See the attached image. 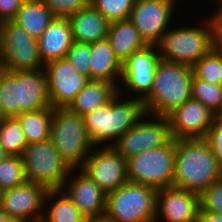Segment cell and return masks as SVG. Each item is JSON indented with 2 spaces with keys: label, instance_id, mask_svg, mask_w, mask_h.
I'll return each instance as SVG.
<instances>
[{
  "label": "cell",
  "instance_id": "1",
  "mask_svg": "<svg viewBox=\"0 0 222 222\" xmlns=\"http://www.w3.org/2000/svg\"><path fill=\"white\" fill-rule=\"evenodd\" d=\"M222 179V166L205 138L175 139L173 186L201 195Z\"/></svg>",
  "mask_w": 222,
  "mask_h": 222
},
{
  "label": "cell",
  "instance_id": "2",
  "mask_svg": "<svg viewBox=\"0 0 222 222\" xmlns=\"http://www.w3.org/2000/svg\"><path fill=\"white\" fill-rule=\"evenodd\" d=\"M121 93L122 87L118 88L117 95L109 103L83 116L94 147L113 146L128 129L143 118L142 116L147 115L142 100L119 99L123 96Z\"/></svg>",
  "mask_w": 222,
  "mask_h": 222
},
{
  "label": "cell",
  "instance_id": "3",
  "mask_svg": "<svg viewBox=\"0 0 222 222\" xmlns=\"http://www.w3.org/2000/svg\"><path fill=\"white\" fill-rule=\"evenodd\" d=\"M191 66L160 59L149 94L142 100L147 116L167 117L178 106L192 98ZM153 113V114H152Z\"/></svg>",
  "mask_w": 222,
  "mask_h": 222
},
{
  "label": "cell",
  "instance_id": "4",
  "mask_svg": "<svg viewBox=\"0 0 222 222\" xmlns=\"http://www.w3.org/2000/svg\"><path fill=\"white\" fill-rule=\"evenodd\" d=\"M2 117L50 107L43 68L33 71H7L1 68Z\"/></svg>",
  "mask_w": 222,
  "mask_h": 222
},
{
  "label": "cell",
  "instance_id": "5",
  "mask_svg": "<svg viewBox=\"0 0 222 222\" xmlns=\"http://www.w3.org/2000/svg\"><path fill=\"white\" fill-rule=\"evenodd\" d=\"M50 140L70 169H80L94 148L84 117L67 108H53Z\"/></svg>",
  "mask_w": 222,
  "mask_h": 222
},
{
  "label": "cell",
  "instance_id": "6",
  "mask_svg": "<svg viewBox=\"0 0 222 222\" xmlns=\"http://www.w3.org/2000/svg\"><path fill=\"white\" fill-rule=\"evenodd\" d=\"M158 189L127 181L107 193L103 222H155Z\"/></svg>",
  "mask_w": 222,
  "mask_h": 222
},
{
  "label": "cell",
  "instance_id": "7",
  "mask_svg": "<svg viewBox=\"0 0 222 222\" xmlns=\"http://www.w3.org/2000/svg\"><path fill=\"white\" fill-rule=\"evenodd\" d=\"M128 181L156 189L172 187L175 165V139L163 146L143 150L128 159Z\"/></svg>",
  "mask_w": 222,
  "mask_h": 222
},
{
  "label": "cell",
  "instance_id": "8",
  "mask_svg": "<svg viewBox=\"0 0 222 222\" xmlns=\"http://www.w3.org/2000/svg\"><path fill=\"white\" fill-rule=\"evenodd\" d=\"M22 158L27 182L44 186L48 191L60 190L67 176L74 174L50 139L28 144Z\"/></svg>",
  "mask_w": 222,
  "mask_h": 222
},
{
  "label": "cell",
  "instance_id": "9",
  "mask_svg": "<svg viewBox=\"0 0 222 222\" xmlns=\"http://www.w3.org/2000/svg\"><path fill=\"white\" fill-rule=\"evenodd\" d=\"M204 21L200 28H169L157 43L160 59L191 67L199 61L211 49L210 24Z\"/></svg>",
  "mask_w": 222,
  "mask_h": 222
},
{
  "label": "cell",
  "instance_id": "10",
  "mask_svg": "<svg viewBox=\"0 0 222 222\" xmlns=\"http://www.w3.org/2000/svg\"><path fill=\"white\" fill-rule=\"evenodd\" d=\"M1 68L7 71H33L44 67L37 39L12 20L0 22Z\"/></svg>",
  "mask_w": 222,
  "mask_h": 222
},
{
  "label": "cell",
  "instance_id": "11",
  "mask_svg": "<svg viewBox=\"0 0 222 222\" xmlns=\"http://www.w3.org/2000/svg\"><path fill=\"white\" fill-rule=\"evenodd\" d=\"M92 150L80 169L106 194L128 181L126 159L113 146Z\"/></svg>",
  "mask_w": 222,
  "mask_h": 222
},
{
  "label": "cell",
  "instance_id": "12",
  "mask_svg": "<svg viewBox=\"0 0 222 222\" xmlns=\"http://www.w3.org/2000/svg\"><path fill=\"white\" fill-rule=\"evenodd\" d=\"M144 118L145 116L128 129L113 145L125 159L143 150L163 146L172 139L167 117L154 115L153 120L149 121Z\"/></svg>",
  "mask_w": 222,
  "mask_h": 222
},
{
  "label": "cell",
  "instance_id": "13",
  "mask_svg": "<svg viewBox=\"0 0 222 222\" xmlns=\"http://www.w3.org/2000/svg\"><path fill=\"white\" fill-rule=\"evenodd\" d=\"M43 69L48 98L53 108H67L90 80L77 71L66 57L47 62Z\"/></svg>",
  "mask_w": 222,
  "mask_h": 222
},
{
  "label": "cell",
  "instance_id": "14",
  "mask_svg": "<svg viewBox=\"0 0 222 222\" xmlns=\"http://www.w3.org/2000/svg\"><path fill=\"white\" fill-rule=\"evenodd\" d=\"M177 0H135L129 20L148 44H157L170 27Z\"/></svg>",
  "mask_w": 222,
  "mask_h": 222
},
{
  "label": "cell",
  "instance_id": "15",
  "mask_svg": "<svg viewBox=\"0 0 222 222\" xmlns=\"http://www.w3.org/2000/svg\"><path fill=\"white\" fill-rule=\"evenodd\" d=\"M48 190L26 182L3 191L1 206L14 222H41Z\"/></svg>",
  "mask_w": 222,
  "mask_h": 222
},
{
  "label": "cell",
  "instance_id": "16",
  "mask_svg": "<svg viewBox=\"0 0 222 222\" xmlns=\"http://www.w3.org/2000/svg\"><path fill=\"white\" fill-rule=\"evenodd\" d=\"M79 171L74 169L76 176L75 174L73 178L67 176L60 190L77 206L89 222L103 221L107 194L84 171L81 169Z\"/></svg>",
  "mask_w": 222,
  "mask_h": 222
},
{
  "label": "cell",
  "instance_id": "17",
  "mask_svg": "<svg viewBox=\"0 0 222 222\" xmlns=\"http://www.w3.org/2000/svg\"><path fill=\"white\" fill-rule=\"evenodd\" d=\"M159 60L157 44H148L132 53L122 63L121 83L125 84L127 90L140 94L135 98L143 100L149 94Z\"/></svg>",
  "mask_w": 222,
  "mask_h": 222
},
{
  "label": "cell",
  "instance_id": "18",
  "mask_svg": "<svg viewBox=\"0 0 222 222\" xmlns=\"http://www.w3.org/2000/svg\"><path fill=\"white\" fill-rule=\"evenodd\" d=\"M215 117L205 105L192 98L167 116L173 139L206 138Z\"/></svg>",
  "mask_w": 222,
  "mask_h": 222
},
{
  "label": "cell",
  "instance_id": "19",
  "mask_svg": "<svg viewBox=\"0 0 222 222\" xmlns=\"http://www.w3.org/2000/svg\"><path fill=\"white\" fill-rule=\"evenodd\" d=\"M200 195L177 187L160 188L156 197L155 222H195Z\"/></svg>",
  "mask_w": 222,
  "mask_h": 222
},
{
  "label": "cell",
  "instance_id": "20",
  "mask_svg": "<svg viewBox=\"0 0 222 222\" xmlns=\"http://www.w3.org/2000/svg\"><path fill=\"white\" fill-rule=\"evenodd\" d=\"M68 18L55 17L37 39L38 52L43 64L64 58L73 43Z\"/></svg>",
  "mask_w": 222,
  "mask_h": 222
},
{
  "label": "cell",
  "instance_id": "21",
  "mask_svg": "<svg viewBox=\"0 0 222 222\" xmlns=\"http://www.w3.org/2000/svg\"><path fill=\"white\" fill-rule=\"evenodd\" d=\"M74 42L91 44L107 38L110 22L91 4L68 17Z\"/></svg>",
  "mask_w": 222,
  "mask_h": 222
},
{
  "label": "cell",
  "instance_id": "22",
  "mask_svg": "<svg viewBox=\"0 0 222 222\" xmlns=\"http://www.w3.org/2000/svg\"><path fill=\"white\" fill-rule=\"evenodd\" d=\"M122 73V63L116 57L107 38L91 43L90 80L108 81L117 88Z\"/></svg>",
  "mask_w": 222,
  "mask_h": 222
},
{
  "label": "cell",
  "instance_id": "23",
  "mask_svg": "<svg viewBox=\"0 0 222 222\" xmlns=\"http://www.w3.org/2000/svg\"><path fill=\"white\" fill-rule=\"evenodd\" d=\"M118 93V88L108 81L89 80L67 109L81 116L109 103Z\"/></svg>",
  "mask_w": 222,
  "mask_h": 222
},
{
  "label": "cell",
  "instance_id": "24",
  "mask_svg": "<svg viewBox=\"0 0 222 222\" xmlns=\"http://www.w3.org/2000/svg\"><path fill=\"white\" fill-rule=\"evenodd\" d=\"M107 39L121 63L132 53L148 45L129 19L111 22Z\"/></svg>",
  "mask_w": 222,
  "mask_h": 222
},
{
  "label": "cell",
  "instance_id": "25",
  "mask_svg": "<svg viewBox=\"0 0 222 222\" xmlns=\"http://www.w3.org/2000/svg\"><path fill=\"white\" fill-rule=\"evenodd\" d=\"M54 18L41 0H24L12 21L38 39Z\"/></svg>",
  "mask_w": 222,
  "mask_h": 222
},
{
  "label": "cell",
  "instance_id": "26",
  "mask_svg": "<svg viewBox=\"0 0 222 222\" xmlns=\"http://www.w3.org/2000/svg\"><path fill=\"white\" fill-rule=\"evenodd\" d=\"M44 206H47L49 210L44 207V211H46L43 212L41 222H89L61 190L48 191Z\"/></svg>",
  "mask_w": 222,
  "mask_h": 222
},
{
  "label": "cell",
  "instance_id": "27",
  "mask_svg": "<svg viewBox=\"0 0 222 222\" xmlns=\"http://www.w3.org/2000/svg\"><path fill=\"white\" fill-rule=\"evenodd\" d=\"M53 107L22 112L16 116L28 144L50 139Z\"/></svg>",
  "mask_w": 222,
  "mask_h": 222
},
{
  "label": "cell",
  "instance_id": "28",
  "mask_svg": "<svg viewBox=\"0 0 222 222\" xmlns=\"http://www.w3.org/2000/svg\"><path fill=\"white\" fill-rule=\"evenodd\" d=\"M0 144L9 155H23L28 143L16 117L0 118Z\"/></svg>",
  "mask_w": 222,
  "mask_h": 222
},
{
  "label": "cell",
  "instance_id": "29",
  "mask_svg": "<svg viewBox=\"0 0 222 222\" xmlns=\"http://www.w3.org/2000/svg\"><path fill=\"white\" fill-rule=\"evenodd\" d=\"M192 99L200 101L216 116H222V86L192 77Z\"/></svg>",
  "mask_w": 222,
  "mask_h": 222
},
{
  "label": "cell",
  "instance_id": "30",
  "mask_svg": "<svg viewBox=\"0 0 222 222\" xmlns=\"http://www.w3.org/2000/svg\"><path fill=\"white\" fill-rule=\"evenodd\" d=\"M193 75L204 81L222 86V54L209 50L193 66Z\"/></svg>",
  "mask_w": 222,
  "mask_h": 222
},
{
  "label": "cell",
  "instance_id": "31",
  "mask_svg": "<svg viewBox=\"0 0 222 222\" xmlns=\"http://www.w3.org/2000/svg\"><path fill=\"white\" fill-rule=\"evenodd\" d=\"M27 182L22 156L8 155L0 162V188L4 191Z\"/></svg>",
  "mask_w": 222,
  "mask_h": 222
},
{
  "label": "cell",
  "instance_id": "32",
  "mask_svg": "<svg viewBox=\"0 0 222 222\" xmlns=\"http://www.w3.org/2000/svg\"><path fill=\"white\" fill-rule=\"evenodd\" d=\"M134 3L135 0H90L110 23L129 19Z\"/></svg>",
  "mask_w": 222,
  "mask_h": 222
},
{
  "label": "cell",
  "instance_id": "33",
  "mask_svg": "<svg viewBox=\"0 0 222 222\" xmlns=\"http://www.w3.org/2000/svg\"><path fill=\"white\" fill-rule=\"evenodd\" d=\"M65 57L77 71L90 79L91 44L73 42Z\"/></svg>",
  "mask_w": 222,
  "mask_h": 222
},
{
  "label": "cell",
  "instance_id": "34",
  "mask_svg": "<svg viewBox=\"0 0 222 222\" xmlns=\"http://www.w3.org/2000/svg\"><path fill=\"white\" fill-rule=\"evenodd\" d=\"M54 17L68 18L86 8L90 0H41Z\"/></svg>",
  "mask_w": 222,
  "mask_h": 222
},
{
  "label": "cell",
  "instance_id": "35",
  "mask_svg": "<svg viewBox=\"0 0 222 222\" xmlns=\"http://www.w3.org/2000/svg\"><path fill=\"white\" fill-rule=\"evenodd\" d=\"M200 208L217 214H222V179L213 182L200 195Z\"/></svg>",
  "mask_w": 222,
  "mask_h": 222
},
{
  "label": "cell",
  "instance_id": "36",
  "mask_svg": "<svg viewBox=\"0 0 222 222\" xmlns=\"http://www.w3.org/2000/svg\"><path fill=\"white\" fill-rule=\"evenodd\" d=\"M222 166V116H216L205 138Z\"/></svg>",
  "mask_w": 222,
  "mask_h": 222
},
{
  "label": "cell",
  "instance_id": "37",
  "mask_svg": "<svg viewBox=\"0 0 222 222\" xmlns=\"http://www.w3.org/2000/svg\"><path fill=\"white\" fill-rule=\"evenodd\" d=\"M210 24L211 50L222 54V12L207 18Z\"/></svg>",
  "mask_w": 222,
  "mask_h": 222
},
{
  "label": "cell",
  "instance_id": "38",
  "mask_svg": "<svg viewBox=\"0 0 222 222\" xmlns=\"http://www.w3.org/2000/svg\"><path fill=\"white\" fill-rule=\"evenodd\" d=\"M24 0H0V22L12 20Z\"/></svg>",
  "mask_w": 222,
  "mask_h": 222
},
{
  "label": "cell",
  "instance_id": "39",
  "mask_svg": "<svg viewBox=\"0 0 222 222\" xmlns=\"http://www.w3.org/2000/svg\"><path fill=\"white\" fill-rule=\"evenodd\" d=\"M195 222H222V214L199 209Z\"/></svg>",
  "mask_w": 222,
  "mask_h": 222
},
{
  "label": "cell",
  "instance_id": "40",
  "mask_svg": "<svg viewBox=\"0 0 222 222\" xmlns=\"http://www.w3.org/2000/svg\"><path fill=\"white\" fill-rule=\"evenodd\" d=\"M0 222H14L0 205Z\"/></svg>",
  "mask_w": 222,
  "mask_h": 222
},
{
  "label": "cell",
  "instance_id": "41",
  "mask_svg": "<svg viewBox=\"0 0 222 222\" xmlns=\"http://www.w3.org/2000/svg\"><path fill=\"white\" fill-rule=\"evenodd\" d=\"M9 154L4 150V147L0 144V162L5 159Z\"/></svg>",
  "mask_w": 222,
  "mask_h": 222
},
{
  "label": "cell",
  "instance_id": "42",
  "mask_svg": "<svg viewBox=\"0 0 222 222\" xmlns=\"http://www.w3.org/2000/svg\"><path fill=\"white\" fill-rule=\"evenodd\" d=\"M0 85H1V67H0ZM1 94V91H0ZM0 118H2V104H1V95H0Z\"/></svg>",
  "mask_w": 222,
  "mask_h": 222
},
{
  "label": "cell",
  "instance_id": "43",
  "mask_svg": "<svg viewBox=\"0 0 222 222\" xmlns=\"http://www.w3.org/2000/svg\"><path fill=\"white\" fill-rule=\"evenodd\" d=\"M2 194H3V190L0 188V204H1Z\"/></svg>",
  "mask_w": 222,
  "mask_h": 222
},
{
  "label": "cell",
  "instance_id": "44",
  "mask_svg": "<svg viewBox=\"0 0 222 222\" xmlns=\"http://www.w3.org/2000/svg\"><path fill=\"white\" fill-rule=\"evenodd\" d=\"M220 1H221V3H220ZM219 3L220 4H222V0H219ZM218 12H222V6H221V8H219V10H217Z\"/></svg>",
  "mask_w": 222,
  "mask_h": 222
}]
</instances>
